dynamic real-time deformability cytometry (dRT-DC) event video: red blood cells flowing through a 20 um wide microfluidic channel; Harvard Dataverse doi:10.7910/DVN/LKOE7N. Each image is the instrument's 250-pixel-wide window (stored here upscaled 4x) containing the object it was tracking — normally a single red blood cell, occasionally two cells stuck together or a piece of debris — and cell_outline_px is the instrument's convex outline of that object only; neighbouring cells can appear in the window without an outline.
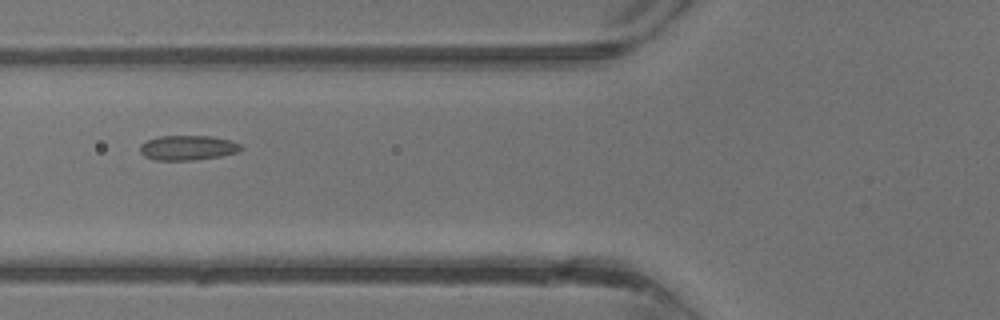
{"species": "common noctule bat (a hibernating species)", "species_latin": "Nyctalus noctula", "temperature_condition": "warm", "stored_images_in_passage": 26, "camera_frame_rate_fps": 3000, "um_per_image_px": 0.085, "animal": {"sex": "male", "body_mass_g": 13.3}, "frame": {"image": 1, "passage_image": 3, "time_ms": 0.667, "image_size_px": [1000, 320], "cell_outline_px": [[244, 148], [240, 152], [220, 156], [196, 160], [156, 160], [144, 156], [140, 152], [140, 144], [148, 140], [160, 136], [212, 136], [232, 140], [240, 144]], "centroid_in_image_um": [16.0, 12.56], "position_along_channel_um": 109.8, "area_um2": 14.74}}
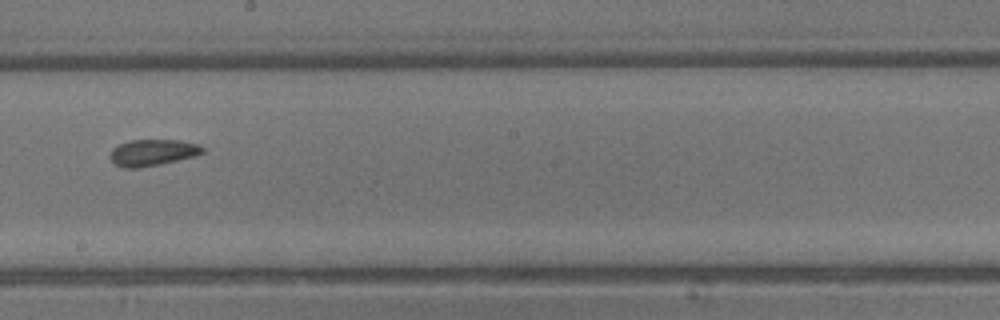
{"frame": {"image": 2, "passage_image": 10, "time_ms": 3.0, "image_size_px": [1000, 320], "cell_outline_px": [[204, 152], [196, 156], [160, 164], [136, 168], [124, 168], [116, 164], [108, 156], [112, 148], [128, 140], [180, 140], [200, 144], [204, 148]], "centroid_in_image_um": [12.99, 12.96], "position_along_channel_um": 235.2, "area_um2": 14.33}}
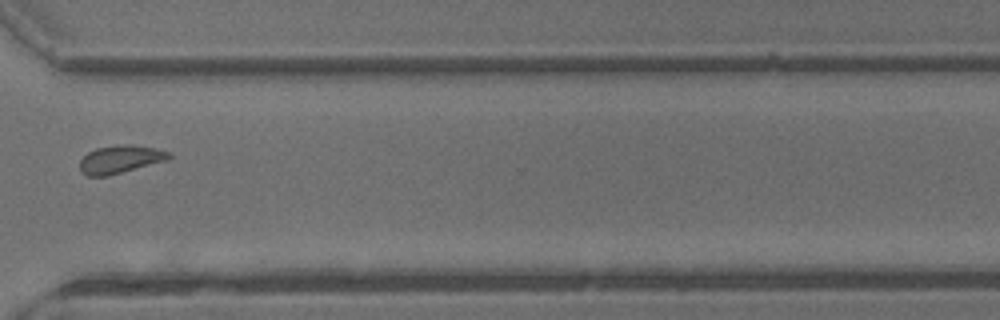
{"frame": {"image": 3, "passage_image": 17, "time_ms": 5.333, "image_size_px": [1000, 320], "cell_outline_px": [[172, 156], [168, 160], [108, 176], [88, 176], [80, 172], [80, 160], [88, 152], [96, 148], [120, 144], [132, 144], [156, 148], [168, 152]], "centroid_in_image_um": [10.22, 13.54], "position_along_channel_um": 360.4, "area_um2": 14.62}}